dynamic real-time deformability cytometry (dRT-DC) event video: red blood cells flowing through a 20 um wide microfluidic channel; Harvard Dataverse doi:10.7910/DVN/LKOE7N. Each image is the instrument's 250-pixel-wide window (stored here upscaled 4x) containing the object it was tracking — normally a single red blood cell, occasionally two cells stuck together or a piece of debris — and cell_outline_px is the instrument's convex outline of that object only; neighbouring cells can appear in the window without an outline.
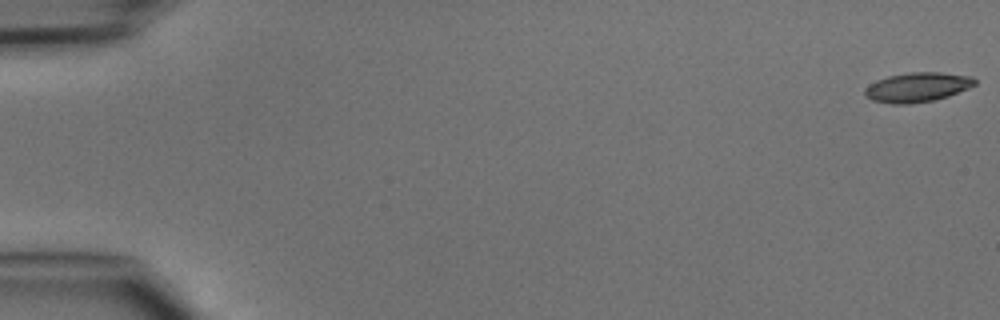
{"species": "common noctule bat (a hibernating species)", "species_latin": "Nyctalus noctula", "temperature_condition": "cold", "stored_images_in_passage": 7, "camera_frame_rate_fps": 3000, "um_per_image_px": 0.085, "animal": {"sex": "male", "body_mass_g": 15.6}, "frame": {"image": 1, "passage_image": 1, "time_ms": 0.0, "image_size_px": [1000, 320], "cell_outline_px": [[976, 84], [968, 88], [948, 96], [932, 100], [908, 104], [892, 104], [872, 100], [864, 92], [864, 88], [868, 84], [876, 80], [888, 76], [908, 72], [940, 72], [972, 76], [976, 80]], "centroid_in_image_um": [77.96, 7.4], "position_along_channel_um": 7.0, "area_um2": 18.9}}